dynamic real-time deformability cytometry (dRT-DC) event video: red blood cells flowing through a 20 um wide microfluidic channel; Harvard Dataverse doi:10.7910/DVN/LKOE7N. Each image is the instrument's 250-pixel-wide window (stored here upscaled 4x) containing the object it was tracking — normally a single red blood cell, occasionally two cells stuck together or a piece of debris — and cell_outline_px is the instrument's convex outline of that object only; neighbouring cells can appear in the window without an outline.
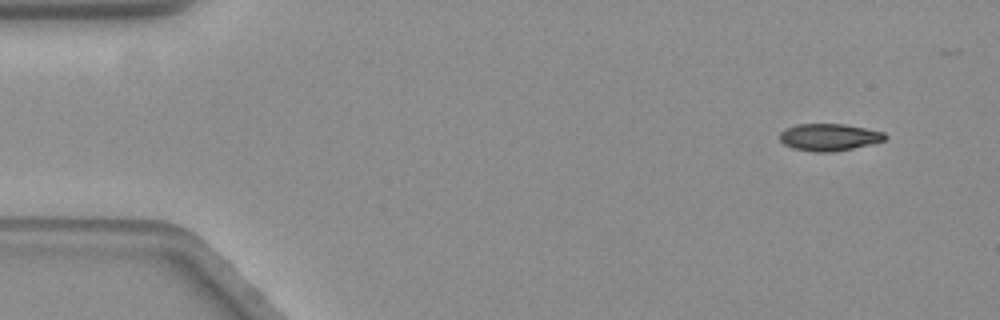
{"species": "common noctule bat (a hibernating species)", "species_latin": "Nyctalus noctula", "temperature_condition": "warm", "stored_images_in_passage": 47, "camera_frame_rate_fps": 3000, "um_per_image_px": 0.085, "animal": {"sex": "female", "body_mass_g": 19.3, "forearm_length_mm": 54.1}, "frame": {"image": 1, "passage_image": 1, "time_ms": 0.0, "image_size_px": [1000, 320], "cell_outline_px": [[888, 136], [884, 140], [836, 152], [812, 152], [792, 148], [784, 144], [780, 140], [780, 132], [796, 124], [844, 124], [884, 132]], "centroid_in_image_um": [70.45, 11.66], "position_along_channel_um": 14.5, "area_um2": 16.53}}
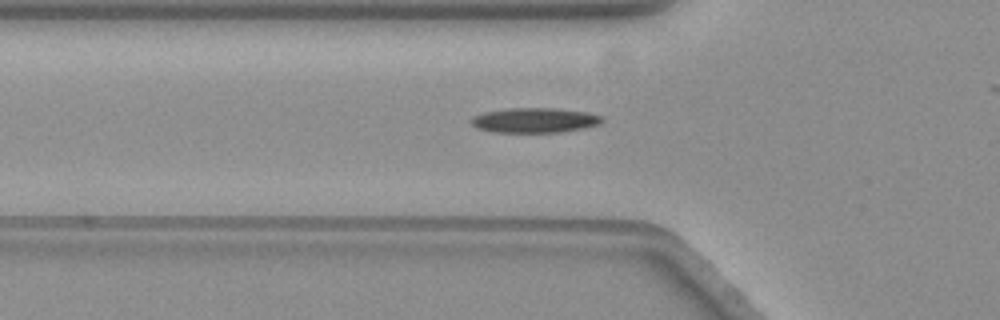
{"frame": {"image": 2, "passage_image": 16, "time_ms": 5.0, "image_size_px": [1000, 320], "cell_outline_px": [[604, 120], [600, 124], [584, 128], [560, 132], [492, 132], [476, 128], [472, 124], [472, 116], [484, 112], [508, 108], [552, 108], [588, 112], [604, 116]], "centroid_in_image_um": [45.47, 10.22], "position_along_channel_um": 80.3, "area_um2": 19.07}}
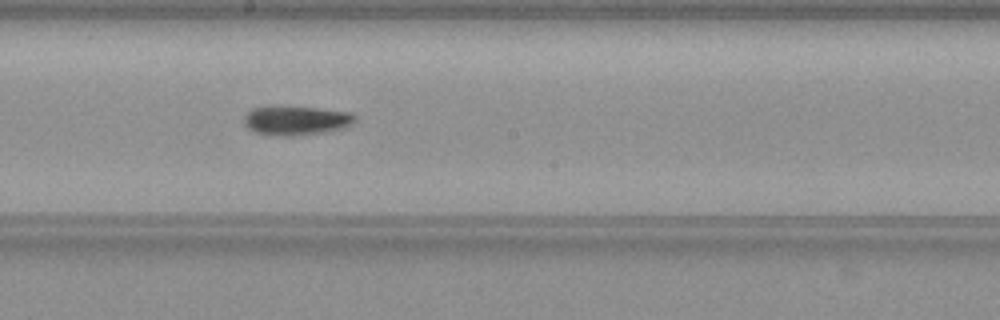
{"frame": {"image": 3, "passage_image": 28, "time_ms": 9.0, "image_size_px": [1000, 320], "cell_outline_px": [[356, 120], [352, 124], [344, 128], [324, 132], [296, 136], [268, 136], [256, 132], [248, 128], [244, 124], [244, 116], [252, 108], [312, 108], [348, 112], [356, 116]], "centroid_in_image_um": [25.17, 10.29], "position_along_channel_um": 223.0, "area_um2": 18.5}}